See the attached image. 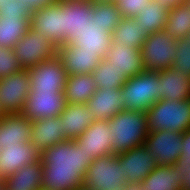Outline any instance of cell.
Returning a JSON list of instances; mask_svg holds the SVG:
<instances>
[{
    "mask_svg": "<svg viewBox=\"0 0 190 190\" xmlns=\"http://www.w3.org/2000/svg\"><path fill=\"white\" fill-rule=\"evenodd\" d=\"M159 72L143 71L120 88L125 110L147 111L159 100Z\"/></svg>",
    "mask_w": 190,
    "mask_h": 190,
    "instance_id": "cell-4",
    "label": "cell"
},
{
    "mask_svg": "<svg viewBox=\"0 0 190 190\" xmlns=\"http://www.w3.org/2000/svg\"><path fill=\"white\" fill-rule=\"evenodd\" d=\"M114 1H93V23L112 33L122 19Z\"/></svg>",
    "mask_w": 190,
    "mask_h": 190,
    "instance_id": "cell-32",
    "label": "cell"
},
{
    "mask_svg": "<svg viewBox=\"0 0 190 190\" xmlns=\"http://www.w3.org/2000/svg\"><path fill=\"white\" fill-rule=\"evenodd\" d=\"M172 68L185 77H190V42L187 39L177 41V52Z\"/></svg>",
    "mask_w": 190,
    "mask_h": 190,
    "instance_id": "cell-34",
    "label": "cell"
},
{
    "mask_svg": "<svg viewBox=\"0 0 190 190\" xmlns=\"http://www.w3.org/2000/svg\"><path fill=\"white\" fill-rule=\"evenodd\" d=\"M98 120H108L125 110L120 88H98L87 103Z\"/></svg>",
    "mask_w": 190,
    "mask_h": 190,
    "instance_id": "cell-21",
    "label": "cell"
},
{
    "mask_svg": "<svg viewBox=\"0 0 190 190\" xmlns=\"http://www.w3.org/2000/svg\"><path fill=\"white\" fill-rule=\"evenodd\" d=\"M19 2H23L28 4L32 11L37 10L39 8L49 6L50 4L57 3L59 0H18Z\"/></svg>",
    "mask_w": 190,
    "mask_h": 190,
    "instance_id": "cell-40",
    "label": "cell"
},
{
    "mask_svg": "<svg viewBox=\"0 0 190 190\" xmlns=\"http://www.w3.org/2000/svg\"><path fill=\"white\" fill-rule=\"evenodd\" d=\"M182 133L149 131L144 143L158 166L173 165L181 155Z\"/></svg>",
    "mask_w": 190,
    "mask_h": 190,
    "instance_id": "cell-10",
    "label": "cell"
},
{
    "mask_svg": "<svg viewBox=\"0 0 190 190\" xmlns=\"http://www.w3.org/2000/svg\"><path fill=\"white\" fill-rule=\"evenodd\" d=\"M111 42L112 33L108 32L105 27L93 23L89 28L78 33L70 45L82 46L85 51L96 52L104 59L108 54Z\"/></svg>",
    "mask_w": 190,
    "mask_h": 190,
    "instance_id": "cell-25",
    "label": "cell"
},
{
    "mask_svg": "<svg viewBox=\"0 0 190 190\" xmlns=\"http://www.w3.org/2000/svg\"><path fill=\"white\" fill-rule=\"evenodd\" d=\"M31 19L18 16L0 17V47L13 48L30 28Z\"/></svg>",
    "mask_w": 190,
    "mask_h": 190,
    "instance_id": "cell-31",
    "label": "cell"
},
{
    "mask_svg": "<svg viewBox=\"0 0 190 190\" xmlns=\"http://www.w3.org/2000/svg\"><path fill=\"white\" fill-rule=\"evenodd\" d=\"M40 190H50V189H47V188L41 187Z\"/></svg>",
    "mask_w": 190,
    "mask_h": 190,
    "instance_id": "cell-47",
    "label": "cell"
},
{
    "mask_svg": "<svg viewBox=\"0 0 190 190\" xmlns=\"http://www.w3.org/2000/svg\"><path fill=\"white\" fill-rule=\"evenodd\" d=\"M108 125L112 153L115 155L144 145L149 132L145 111L123 110L108 119Z\"/></svg>",
    "mask_w": 190,
    "mask_h": 190,
    "instance_id": "cell-2",
    "label": "cell"
},
{
    "mask_svg": "<svg viewBox=\"0 0 190 190\" xmlns=\"http://www.w3.org/2000/svg\"><path fill=\"white\" fill-rule=\"evenodd\" d=\"M177 41L165 30L149 34L140 49L145 71L159 72L172 68Z\"/></svg>",
    "mask_w": 190,
    "mask_h": 190,
    "instance_id": "cell-6",
    "label": "cell"
},
{
    "mask_svg": "<svg viewBox=\"0 0 190 190\" xmlns=\"http://www.w3.org/2000/svg\"><path fill=\"white\" fill-rule=\"evenodd\" d=\"M124 190H142L139 184L126 185Z\"/></svg>",
    "mask_w": 190,
    "mask_h": 190,
    "instance_id": "cell-42",
    "label": "cell"
},
{
    "mask_svg": "<svg viewBox=\"0 0 190 190\" xmlns=\"http://www.w3.org/2000/svg\"><path fill=\"white\" fill-rule=\"evenodd\" d=\"M30 75V92L54 91L64 92L68 73L58 56L40 62L28 69Z\"/></svg>",
    "mask_w": 190,
    "mask_h": 190,
    "instance_id": "cell-9",
    "label": "cell"
},
{
    "mask_svg": "<svg viewBox=\"0 0 190 190\" xmlns=\"http://www.w3.org/2000/svg\"><path fill=\"white\" fill-rule=\"evenodd\" d=\"M59 116L67 130V140H76L88 126L98 120L87 104L79 103H67L65 110Z\"/></svg>",
    "mask_w": 190,
    "mask_h": 190,
    "instance_id": "cell-22",
    "label": "cell"
},
{
    "mask_svg": "<svg viewBox=\"0 0 190 190\" xmlns=\"http://www.w3.org/2000/svg\"><path fill=\"white\" fill-rule=\"evenodd\" d=\"M157 1H159L162 5L167 6L168 8H173L174 6L186 2L187 0H157Z\"/></svg>",
    "mask_w": 190,
    "mask_h": 190,
    "instance_id": "cell-41",
    "label": "cell"
},
{
    "mask_svg": "<svg viewBox=\"0 0 190 190\" xmlns=\"http://www.w3.org/2000/svg\"><path fill=\"white\" fill-rule=\"evenodd\" d=\"M114 2L122 17L133 18L148 5L150 0H114Z\"/></svg>",
    "mask_w": 190,
    "mask_h": 190,
    "instance_id": "cell-37",
    "label": "cell"
},
{
    "mask_svg": "<svg viewBox=\"0 0 190 190\" xmlns=\"http://www.w3.org/2000/svg\"><path fill=\"white\" fill-rule=\"evenodd\" d=\"M32 10L28 4L18 0H5L0 2V17L18 16L20 19H31Z\"/></svg>",
    "mask_w": 190,
    "mask_h": 190,
    "instance_id": "cell-36",
    "label": "cell"
},
{
    "mask_svg": "<svg viewBox=\"0 0 190 190\" xmlns=\"http://www.w3.org/2000/svg\"><path fill=\"white\" fill-rule=\"evenodd\" d=\"M72 190H91L90 188L84 186V185H81L80 187H77V188H74Z\"/></svg>",
    "mask_w": 190,
    "mask_h": 190,
    "instance_id": "cell-43",
    "label": "cell"
},
{
    "mask_svg": "<svg viewBox=\"0 0 190 190\" xmlns=\"http://www.w3.org/2000/svg\"><path fill=\"white\" fill-rule=\"evenodd\" d=\"M30 27L60 46L65 42L64 10L61 2L50 4L32 12Z\"/></svg>",
    "mask_w": 190,
    "mask_h": 190,
    "instance_id": "cell-11",
    "label": "cell"
},
{
    "mask_svg": "<svg viewBox=\"0 0 190 190\" xmlns=\"http://www.w3.org/2000/svg\"><path fill=\"white\" fill-rule=\"evenodd\" d=\"M174 168L178 170L183 181L185 190H190V164H184L183 162H175Z\"/></svg>",
    "mask_w": 190,
    "mask_h": 190,
    "instance_id": "cell-39",
    "label": "cell"
},
{
    "mask_svg": "<svg viewBox=\"0 0 190 190\" xmlns=\"http://www.w3.org/2000/svg\"><path fill=\"white\" fill-rule=\"evenodd\" d=\"M22 69L13 48L0 47V80Z\"/></svg>",
    "mask_w": 190,
    "mask_h": 190,
    "instance_id": "cell-35",
    "label": "cell"
},
{
    "mask_svg": "<svg viewBox=\"0 0 190 190\" xmlns=\"http://www.w3.org/2000/svg\"><path fill=\"white\" fill-rule=\"evenodd\" d=\"M43 164L41 158L22 166L14 174L3 179L6 190H40L42 187Z\"/></svg>",
    "mask_w": 190,
    "mask_h": 190,
    "instance_id": "cell-24",
    "label": "cell"
},
{
    "mask_svg": "<svg viewBox=\"0 0 190 190\" xmlns=\"http://www.w3.org/2000/svg\"><path fill=\"white\" fill-rule=\"evenodd\" d=\"M139 186L142 190H185L181 175L173 165L157 166Z\"/></svg>",
    "mask_w": 190,
    "mask_h": 190,
    "instance_id": "cell-26",
    "label": "cell"
},
{
    "mask_svg": "<svg viewBox=\"0 0 190 190\" xmlns=\"http://www.w3.org/2000/svg\"><path fill=\"white\" fill-rule=\"evenodd\" d=\"M148 35L135 17H123L112 32V42L121 43L122 45L127 44L129 47L141 49Z\"/></svg>",
    "mask_w": 190,
    "mask_h": 190,
    "instance_id": "cell-28",
    "label": "cell"
},
{
    "mask_svg": "<svg viewBox=\"0 0 190 190\" xmlns=\"http://www.w3.org/2000/svg\"><path fill=\"white\" fill-rule=\"evenodd\" d=\"M64 92H30L21 114L30 121L59 116L66 107Z\"/></svg>",
    "mask_w": 190,
    "mask_h": 190,
    "instance_id": "cell-12",
    "label": "cell"
},
{
    "mask_svg": "<svg viewBox=\"0 0 190 190\" xmlns=\"http://www.w3.org/2000/svg\"><path fill=\"white\" fill-rule=\"evenodd\" d=\"M126 176L120 167L117 155L94 159L83 180V185L91 190H124Z\"/></svg>",
    "mask_w": 190,
    "mask_h": 190,
    "instance_id": "cell-5",
    "label": "cell"
},
{
    "mask_svg": "<svg viewBox=\"0 0 190 190\" xmlns=\"http://www.w3.org/2000/svg\"><path fill=\"white\" fill-rule=\"evenodd\" d=\"M67 140V130L62 125L60 116L32 121L30 142L41 153L47 147Z\"/></svg>",
    "mask_w": 190,
    "mask_h": 190,
    "instance_id": "cell-17",
    "label": "cell"
},
{
    "mask_svg": "<svg viewBox=\"0 0 190 190\" xmlns=\"http://www.w3.org/2000/svg\"><path fill=\"white\" fill-rule=\"evenodd\" d=\"M31 124L22 114H5L0 120V149L30 142Z\"/></svg>",
    "mask_w": 190,
    "mask_h": 190,
    "instance_id": "cell-20",
    "label": "cell"
},
{
    "mask_svg": "<svg viewBox=\"0 0 190 190\" xmlns=\"http://www.w3.org/2000/svg\"><path fill=\"white\" fill-rule=\"evenodd\" d=\"M111 131L108 120L94 121L75 141L93 158L112 155Z\"/></svg>",
    "mask_w": 190,
    "mask_h": 190,
    "instance_id": "cell-16",
    "label": "cell"
},
{
    "mask_svg": "<svg viewBox=\"0 0 190 190\" xmlns=\"http://www.w3.org/2000/svg\"><path fill=\"white\" fill-rule=\"evenodd\" d=\"M13 50L22 68L28 70L57 56L58 46L30 27L25 36L14 45Z\"/></svg>",
    "mask_w": 190,
    "mask_h": 190,
    "instance_id": "cell-7",
    "label": "cell"
},
{
    "mask_svg": "<svg viewBox=\"0 0 190 190\" xmlns=\"http://www.w3.org/2000/svg\"><path fill=\"white\" fill-rule=\"evenodd\" d=\"M105 59L113 63L120 72H124L128 78L145 71L141 50L127 44L111 42Z\"/></svg>",
    "mask_w": 190,
    "mask_h": 190,
    "instance_id": "cell-19",
    "label": "cell"
},
{
    "mask_svg": "<svg viewBox=\"0 0 190 190\" xmlns=\"http://www.w3.org/2000/svg\"><path fill=\"white\" fill-rule=\"evenodd\" d=\"M93 1H114V0H93Z\"/></svg>",
    "mask_w": 190,
    "mask_h": 190,
    "instance_id": "cell-46",
    "label": "cell"
},
{
    "mask_svg": "<svg viewBox=\"0 0 190 190\" xmlns=\"http://www.w3.org/2000/svg\"><path fill=\"white\" fill-rule=\"evenodd\" d=\"M0 190H6L5 184L2 178H0Z\"/></svg>",
    "mask_w": 190,
    "mask_h": 190,
    "instance_id": "cell-44",
    "label": "cell"
},
{
    "mask_svg": "<svg viewBox=\"0 0 190 190\" xmlns=\"http://www.w3.org/2000/svg\"><path fill=\"white\" fill-rule=\"evenodd\" d=\"M97 88L113 89L121 88L129 79L124 72H120L113 63L107 61L105 58L101 60L99 65L93 71Z\"/></svg>",
    "mask_w": 190,
    "mask_h": 190,
    "instance_id": "cell-33",
    "label": "cell"
},
{
    "mask_svg": "<svg viewBox=\"0 0 190 190\" xmlns=\"http://www.w3.org/2000/svg\"><path fill=\"white\" fill-rule=\"evenodd\" d=\"M42 187L72 190L83 185L86 169L94 160L75 140H66L41 152Z\"/></svg>",
    "mask_w": 190,
    "mask_h": 190,
    "instance_id": "cell-1",
    "label": "cell"
},
{
    "mask_svg": "<svg viewBox=\"0 0 190 190\" xmlns=\"http://www.w3.org/2000/svg\"><path fill=\"white\" fill-rule=\"evenodd\" d=\"M169 8L157 0H150L135 17L148 34L165 29Z\"/></svg>",
    "mask_w": 190,
    "mask_h": 190,
    "instance_id": "cell-30",
    "label": "cell"
},
{
    "mask_svg": "<svg viewBox=\"0 0 190 190\" xmlns=\"http://www.w3.org/2000/svg\"><path fill=\"white\" fill-rule=\"evenodd\" d=\"M97 89L93 74L68 75L64 89L66 102L87 104Z\"/></svg>",
    "mask_w": 190,
    "mask_h": 190,
    "instance_id": "cell-27",
    "label": "cell"
},
{
    "mask_svg": "<svg viewBox=\"0 0 190 190\" xmlns=\"http://www.w3.org/2000/svg\"><path fill=\"white\" fill-rule=\"evenodd\" d=\"M177 40H184L190 35V4L186 1L169 8L164 29Z\"/></svg>",
    "mask_w": 190,
    "mask_h": 190,
    "instance_id": "cell-29",
    "label": "cell"
},
{
    "mask_svg": "<svg viewBox=\"0 0 190 190\" xmlns=\"http://www.w3.org/2000/svg\"><path fill=\"white\" fill-rule=\"evenodd\" d=\"M30 89V75L26 69L1 79L0 109L4 114H21Z\"/></svg>",
    "mask_w": 190,
    "mask_h": 190,
    "instance_id": "cell-8",
    "label": "cell"
},
{
    "mask_svg": "<svg viewBox=\"0 0 190 190\" xmlns=\"http://www.w3.org/2000/svg\"><path fill=\"white\" fill-rule=\"evenodd\" d=\"M4 112L0 109V120L4 117Z\"/></svg>",
    "mask_w": 190,
    "mask_h": 190,
    "instance_id": "cell-45",
    "label": "cell"
},
{
    "mask_svg": "<svg viewBox=\"0 0 190 190\" xmlns=\"http://www.w3.org/2000/svg\"><path fill=\"white\" fill-rule=\"evenodd\" d=\"M149 131H175L190 129V99L158 100L146 111Z\"/></svg>",
    "mask_w": 190,
    "mask_h": 190,
    "instance_id": "cell-3",
    "label": "cell"
},
{
    "mask_svg": "<svg viewBox=\"0 0 190 190\" xmlns=\"http://www.w3.org/2000/svg\"><path fill=\"white\" fill-rule=\"evenodd\" d=\"M41 153L31 143H17L0 149V178L14 174L22 166L36 162Z\"/></svg>",
    "mask_w": 190,
    "mask_h": 190,
    "instance_id": "cell-18",
    "label": "cell"
},
{
    "mask_svg": "<svg viewBox=\"0 0 190 190\" xmlns=\"http://www.w3.org/2000/svg\"><path fill=\"white\" fill-rule=\"evenodd\" d=\"M159 100L190 99V77L179 74L174 68L159 71Z\"/></svg>",
    "mask_w": 190,
    "mask_h": 190,
    "instance_id": "cell-23",
    "label": "cell"
},
{
    "mask_svg": "<svg viewBox=\"0 0 190 190\" xmlns=\"http://www.w3.org/2000/svg\"><path fill=\"white\" fill-rule=\"evenodd\" d=\"M117 158L126 176V185L139 184L158 166L145 145L117 154Z\"/></svg>",
    "mask_w": 190,
    "mask_h": 190,
    "instance_id": "cell-13",
    "label": "cell"
},
{
    "mask_svg": "<svg viewBox=\"0 0 190 190\" xmlns=\"http://www.w3.org/2000/svg\"><path fill=\"white\" fill-rule=\"evenodd\" d=\"M64 10L65 44L93 24V0H59Z\"/></svg>",
    "mask_w": 190,
    "mask_h": 190,
    "instance_id": "cell-14",
    "label": "cell"
},
{
    "mask_svg": "<svg viewBox=\"0 0 190 190\" xmlns=\"http://www.w3.org/2000/svg\"><path fill=\"white\" fill-rule=\"evenodd\" d=\"M57 56L68 75L92 74L103 59L96 52L85 51L82 46L65 43L58 46Z\"/></svg>",
    "mask_w": 190,
    "mask_h": 190,
    "instance_id": "cell-15",
    "label": "cell"
},
{
    "mask_svg": "<svg viewBox=\"0 0 190 190\" xmlns=\"http://www.w3.org/2000/svg\"><path fill=\"white\" fill-rule=\"evenodd\" d=\"M181 155L176 162L190 164V129L182 133Z\"/></svg>",
    "mask_w": 190,
    "mask_h": 190,
    "instance_id": "cell-38",
    "label": "cell"
}]
</instances>
